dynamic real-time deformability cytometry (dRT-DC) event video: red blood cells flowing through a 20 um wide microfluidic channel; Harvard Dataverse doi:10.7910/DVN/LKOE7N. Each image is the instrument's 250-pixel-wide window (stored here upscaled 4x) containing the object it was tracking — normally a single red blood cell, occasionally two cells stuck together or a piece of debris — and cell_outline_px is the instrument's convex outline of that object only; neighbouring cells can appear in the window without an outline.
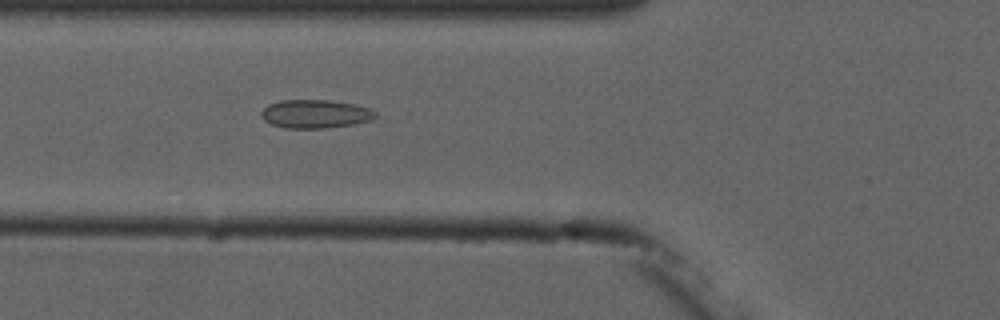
{"species": "common noctule bat (a hibernating species)", "species_latin": "Nyctalus noctula", "temperature_condition": "cold", "stored_images_in_passage": 5, "camera_frame_rate_fps": 3000, "um_per_image_px": 0.085, "animal": {"sex": "male", "forearm_length_mm": 52.5}, "frame": {"image": 1, "passage_image": 5, "time_ms": 4.667, "image_size_px": [1000, 320], "cell_outline_px": [[376, 116], [372, 120], [352, 124], [324, 128], [284, 128], [272, 124], [264, 120], [260, 112], [268, 104], [280, 100], [328, 100], [352, 104], [368, 108], [376, 112]], "centroid_in_image_um": [26.77, 9.68], "position_along_channel_um": 99.0, "area_um2": 18.79}}